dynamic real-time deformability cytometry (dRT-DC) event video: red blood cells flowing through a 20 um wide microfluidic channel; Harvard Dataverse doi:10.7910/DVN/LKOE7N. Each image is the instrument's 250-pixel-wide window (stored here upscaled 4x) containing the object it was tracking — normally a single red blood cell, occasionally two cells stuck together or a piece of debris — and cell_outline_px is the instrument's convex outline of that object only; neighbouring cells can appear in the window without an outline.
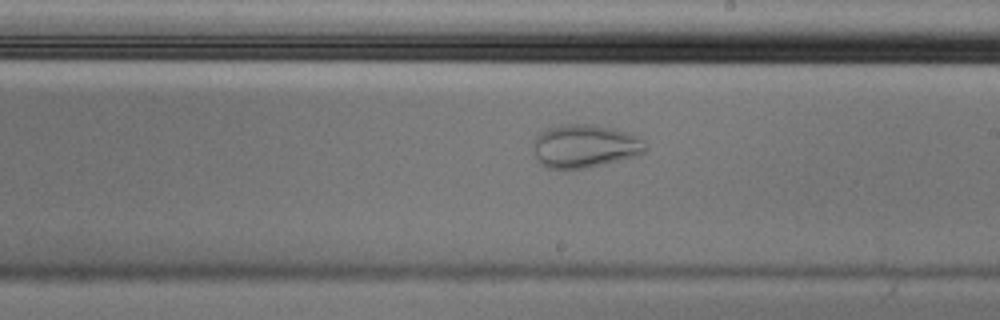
{"species": "Egyptian fruit bat (a non-hibernating species)", "species_latin": "Rousettus aegyptiacus", "temperature_condition": "cold", "stored_images_in_passage": 55, "camera_frame_rate_fps": 3000, "um_per_image_px": 0.085, "animal": {"sex": "male"}, "frame": {"image": 1, "passage_image": 32, "time_ms": 10.333, "image_size_px": [1000, 320], "cell_outline_px": [[648, 148], [644, 152], [632, 156], [584, 168], [548, 168], [540, 164], [536, 160], [532, 152], [532, 144], [536, 136], [540, 132], [548, 128], [564, 124], [596, 124], [612, 128], [636, 136], [644, 140]], "centroid_in_image_um": [49.64, 12.4], "position_along_channel_um": 239.4, "area_um2": 28.09}}